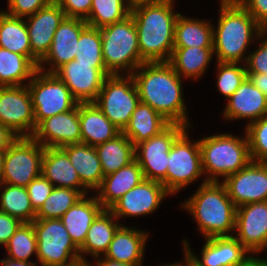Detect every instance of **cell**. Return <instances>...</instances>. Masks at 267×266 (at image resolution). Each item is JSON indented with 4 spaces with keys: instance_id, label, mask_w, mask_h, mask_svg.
Segmentation results:
<instances>
[{
    "instance_id": "obj_2",
    "label": "cell",
    "mask_w": 267,
    "mask_h": 266,
    "mask_svg": "<svg viewBox=\"0 0 267 266\" xmlns=\"http://www.w3.org/2000/svg\"><path fill=\"white\" fill-rule=\"evenodd\" d=\"M174 0H160L131 8L138 35L140 57L144 62H169L174 49Z\"/></svg>"
},
{
    "instance_id": "obj_6",
    "label": "cell",
    "mask_w": 267,
    "mask_h": 266,
    "mask_svg": "<svg viewBox=\"0 0 267 266\" xmlns=\"http://www.w3.org/2000/svg\"><path fill=\"white\" fill-rule=\"evenodd\" d=\"M102 55L111 75H131L144 61L140 57L138 35L131 14L124 20L100 28ZM129 69V71H128Z\"/></svg>"
},
{
    "instance_id": "obj_29",
    "label": "cell",
    "mask_w": 267,
    "mask_h": 266,
    "mask_svg": "<svg viewBox=\"0 0 267 266\" xmlns=\"http://www.w3.org/2000/svg\"><path fill=\"white\" fill-rule=\"evenodd\" d=\"M117 220L108 209H104L95 218L86 234L85 242L79 248L81 262L88 263L84 258L85 254L90 253L96 258L106 253L116 231L122 226Z\"/></svg>"
},
{
    "instance_id": "obj_3",
    "label": "cell",
    "mask_w": 267,
    "mask_h": 266,
    "mask_svg": "<svg viewBox=\"0 0 267 266\" xmlns=\"http://www.w3.org/2000/svg\"><path fill=\"white\" fill-rule=\"evenodd\" d=\"M220 2L218 27H213V52L216 54V61L246 62L247 57L243 55L248 45L265 30L237 0Z\"/></svg>"
},
{
    "instance_id": "obj_53",
    "label": "cell",
    "mask_w": 267,
    "mask_h": 266,
    "mask_svg": "<svg viewBox=\"0 0 267 266\" xmlns=\"http://www.w3.org/2000/svg\"><path fill=\"white\" fill-rule=\"evenodd\" d=\"M3 266H36V262L15 261L9 258L0 260Z\"/></svg>"
},
{
    "instance_id": "obj_41",
    "label": "cell",
    "mask_w": 267,
    "mask_h": 266,
    "mask_svg": "<svg viewBox=\"0 0 267 266\" xmlns=\"http://www.w3.org/2000/svg\"><path fill=\"white\" fill-rule=\"evenodd\" d=\"M217 88L220 93L229 99L247 77L246 64L217 62Z\"/></svg>"
},
{
    "instance_id": "obj_25",
    "label": "cell",
    "mask_w": 267,
    "mask_h": 266,
    "mask_svg": "<svg viewBox=\"0 0 267 266\" xmlns=\"http://www.w3.org/2000/svg\"><path fill=\"white\" fill-rule=\"evenodd\" d=\"M81 143L97 146L122 131L101 112L94 102L79 103Z\"/></svg>"
},
{
    "instance_id": "obj_51",
    "label": "cell",
    "mask_w": 267,
    "mask_h": 266,
    "mask_svg": "<svg viewBox=\"0 0 267 266\" xmlns=\"http://www.w3.org/2000/svg\"><path fill=\"white\" fill-rule=\"evenodd\" d=\"M96 265L93 266H141V264H128L117 262L103 256V258L96 257ZM100 259V260H99Z\"/></svg>"
},
{
    "instance_id": "obj_24",
    "label": "cell",
    "mask_w": 267,
    "mask_h": 266,
    "mask_svg": "<svg viewBox=\"0 0 267 266\" xmlns=\"http://www.w3.org/2000/svg\"><path fill=\"white\" fill-rule=\"evenodd\" d=\"M41 174L55 187L71 188L79 190L83 195L88 194V189L81 183L68 155L61 148H45Z\"/></svg>"
},
{
    "instance_id": "obj_46",
    "label": "cell",
    "mask_w": 267,
    "mask_h": 266,
    "mask_svg": "<svg viewBox=\"0 0 267 266\" xmlns=\"http://www.w3.org/2000/svg\"><path fill=\"white\" fill-rule=\"evenodd\" d=\"M66 17L86 20L91 11L92 0H53Z\"/></svg>"
},
{
    "instance_id": "obj_54",
    "label": "cell",
    "mask_w": 267,
    "mask_h": 266,
    "mask_svg": "<svg viewBox=\"0 0 267 266\" xmlns=\"http://www.w3.org/2000/svg\"><path fill=\"white\" fill-rule=\"evenodd\" d=\"M127 4L133 8L137 5H141V4H148V3H155L158 2L160 0H126Z\"/></svg>"
},
{
    "instance_id": "obj_7",
    "label": "cell",
    "mask_w": 267,
    "mask_h": 266,
    "mask_svg": "<svg viewBox=\"0 0 267 266\" xmlns=\"http://www.w3.org/2000/svg\"><path fill=\"white\" fill-rule=\"evenodd\" d=\"M37 260L41 266H73L79 262V248L72 241L61 219H35Z\"/></svg>"
},
{
    "instance_id": "obj_47",
    "label": "cell",
    "mask_w": 267,
    "mask_h": 266,
    "mask_svg": "<svg viewBox=\"0 0 267 266\" xmlns=\"http://www.w3.org/2000/svg\"><path fill=\"white\" fill-rule=\"evenodd\" d=\"M255 21L267 31V0H237Z\"/></svg>"
},
{
    "instance_id": "obj_26",
    "label": "cell",
    "mask_w": 267,
    "mask_h": 266,
    "mask_svg": "<svg viewBox=\"0 0 267 266\" xmlns=\"http://www.w3.org/2000/svg\"><path fill=\"white\" fill-rule=\"evenodd\" d=\"M84 195L60 218L74 244L80 248L95 218L104 210L96 196Z\"/></svg>"
},
{
    "instance_id": "obj_13",
    "label": "cell",
    "mask_w": 267,
    "mask_h": 266,
    "mask_svg": "<svg viewBox=\"0 0 267 266\" xmlns=\"http://www.w3.org/2000/svg\"><path fill=\"white\" fill-rule=\"evenodd\" d=\"M0 124L18 137H32L37 126L26 85L0 86Z\"/></svg>"
},
{
    "instance_id": "obj_56",
    "label": "cell",
    "mask_w": 267,
    "mask_h": 266,
    "mask_svg": "<svg viewBox=\"0 0 267 266\" xmlns=\"http://www.w3.org/2000/svg\"><path fill=\"white\" fill-rule=\"evenodd\" d=\"M92 265L93 264H91L90 262H88V263L79 262V263H77V264H75L73 266H92Z\"/></svg>"
},
{
    "instance_id": "obj_43",
    "label": "cell",
    "mask_w": 267,
    "mask_h": 266,
    "mask_svg": "<svg viewBox=\"0 0 267 266\" xmlns=\"http://www.w3.org/2000/svg\"><path fill=\"white\" fill-rule=\"evenodd\" d=\"M54 187L42 174L26 186L32 208L35 212L40 209L47 197L52 193Z\"/></svg>"
},
{
    "instance_id": "obj_44",
    "label": "cell",
    "mask_w": 267,
    "mask_h": 266,
    "mask_svg": "<svg viewBox=\"0 0 267 266\" xmlns=\"http://www.w3.org/2000/svg\"><path fill=\"white\" fill-rule=\"evenodd\" d=\"M53 0H8L9 10L5 13L19 18L35 14L39 9L48 6Z\"/></svg>"
},
{
    "instance_id": "obj_8",
    "label": "cell",
    "mask_w": 267,
    "mask_h": 266,
    "mask_svg": "<svg viewBox=\"0 0 267 266\" xmlns=\"http://www.w3.org/2000/svg\"><path fill=\"white\" fill-rule=\"evenodd\" d=\"M36 126L44 119L74 109L78 101L54 73L36 70L28 81Z\"/></svg>"
},
{
    "instance_id": "obj_17",
    "label": "cell",
    "mask_w": 267,
    "mask_h": 266,
    "mask_svg": "<svg viewBox=\"0 0 267 266\" xmlns=\"http://www.w3.org/2000/svg\"><path fill=\"white\" fill-rule=\"evenodd\" d=\"M185 259L192 266H237L250 253L234 236H215L206 238L201 257L197 258L183 240Z\"/></svg>"
},
{
    "instance_id": "obj_27",
    "label": "cell",
    "mask_w": 267,
    "mask_h": 266,
    "mask_svg": "<svg viewBox=\"0 0 267 266\" xmlns=\"http://www.w3.org/2000/svg\"><path fill=\"white\" fill-rule=\"evenodd\" d=\"M148 234L122 225L116 231L104 257L117 262L142 264Z\"/></svg>"
},
{
    "instance_id": "obj_36",
    "label": "cell",
    "mask_w": 267,
    "mask_h": 266,
    "mask_svg": "<svg viewBox=\"0 0 267 266\" xmlns=\"http://www.w3.org/2000/svg\"><path fill=\"white\" fill-rule=\"evenodd\" d=\"M0 211L19 219L22 223H31L35 220L26 187L0 183Z\"/></svg>"
},
{
    "instance_id": "obj_28",
    "label": "cell",
    "mask_w": 267,
    "mask_h": 266,
    "mask_svg": "<svg viewBox=\"0 0 267 266\" xmlns=\"http://www.w3.org/2000/svg\"><path fill=\"white\" fill-rule=\"evenodd\" d=\"M69 157L81 183L89 190H96L103 180V170L95 146L85 143L61 148Z\"/></svg>"
},
{
    "instance_id": "obj_37",
    "label": "cell",
    "mask_w": 267,
    "mask_h": 266,
    "mask_svg": "<svg viewBox=\"0 0 267 266\" xmlns=\"http://www.w3.org/2000/svg\"><path fill=\"white\" fill-rule=\"evenodd\" d=\"M130 13L131 7L126 0H92L91 11L85 21L89 26L100 29L124 20Z\"/></svg>"
},
{
    "instance_id": "obj_31",
    "label": "cell",
    "mask_w": 267,
    "mask_h": 266,
    "mask_svg": "<svg viewBox=\"0 0 267 266\" xmlns=\"http://www.w3.org/2000/svg\"><path fill=\"white\" fill-rule=\"evenodd\" d=\"M213 47H174L169 63L180 77L199 78L206 73Z\"/></svg>"
},
{
    "instance_id": "obj_12",
    "label": "cell",
    "mask_w": 267,
    "mask_h": 266,
    "mask_svg": "<svg viewBox=\"0 0 267 266\" xmlns=\"http://www.w3.org/2000/svg\"><path fill=\"white\" fill-rule=\"evenodd\" d=\"M188 127L170 124L160 134L135 145V160L140 165L144 178L160 182L166 189L168 155L175 140Z\"/></svg>"
},
{
    "instance_id": "obj_49",
    "label": "cell",
    "mask_w": 267,
    "mask_h": 266,
    "mask_svg": "<svg viewBox=\"0 0 267 266\" xmlns=\"http://www.w3.org/2000/svg\"><path fill=\"white\" fill-rule=\"evenodd\" d=\"M18 138L8 127L0 124V150H6Z\"/></svg>"
},
{
    "instance_id": "obj_19",
    "label": "cell",
    "mask_w": 267,
    "mask_h": 266,
    "mask_svg": "<svg viewBox=\"0 0 267 266\" xmlns=\"http://www.w3.org/2000/svg\"><path fill=\"white\" fill-rule=\"evenodd\" d=\"M167 195L170 193L162 183L144 179L139 185L125 193L108 210L117 219L125 216H144L155 212Z\"/></svg>"
},
{
    "instance_id": "obj_4",
    "label": "cell",
    "mask_w": 267,
    "mask_h": 266,
    "mask_svg": "<svg viewBox=\"0 0 267 266\" xmlns=\"http://www.w3.org/2000/svg\"><path fill=\"white\" fill-rule=\"evenodd\" d=\"M192 195L181 207L194 217L205 239L231 236L235 230L237 207L229 198L225 185L205 179Z\"/></svg>"
},
{
    "instance_id": "obj_11",
    "label": "cell",
    "mask_w": 267,
    "mask_h": 266,
    "mask_svg": "<svg viewBox=\"0 0 267 266\" xmlns=\"http://www.w3.org/2000/svg\"><path fill=\"white\" fill-rule=\"evenodd\" d=\"M187 130L175 140L168 155L166 190L172 195L204 174L199 140L191 143Z\"/></svg>"
},
{
    "instance_id": "obj_33",
    "label": "cell",
    "mask_w": 267,
    "mask_h": 266,
    "mask_svg": "<svg viewBox=\"0 0 267 266\" xmlns=\"http://www.w3.org/2000/svg\"><path fill=\"white\" fill-rule=\"evenodd\" d=\"M213 25L206 20L177 17L174 47H213Z\"/></svg>"
},
{
    "instance_id": "obj_42",
    "label": "cell",
    "mask_w": 267,
    "mask_h": 266,
    "mask_svg": "<svg viewBox=\"0 0 267 266\" xmlns=\"http://www.w3.org/2000/svg\"><path fill=\"white\" fill-rule=\"evenodd\" d=\"M245 131L251 160L267 163V116L248 124Z\"/></svg>"
},
{
    "instance_id": "obj_55",
    "label": "cell",
    "mask_w": 267,
    "mask_h": 266,
    "mask_svg": "<svg viewBox=\"0 0 267 266\" xmlns=\"http://www.w3.org/2000/svg\"><path fill=\"white\" fill-rule=\"evenodd\" d=\"M5 150H0V183L3 174V164H4Z\"/></svg>"
},
{
    "instance_id": "obj_50",
    "label": "cell",
    "mask_w": 267,
    "mask_h": 266,
    "mask_svg": "<svg viewBox=\"0 0 267 266\" xmlns=\"http://www.w3.org/2000/svg\"><path fill=\"white\" fill-rule=\"evenodd\" d=\"M247 77L267 97V74L247 73Z\"/></svg>"
},
{
    "instance_id": "obj_57",
    "label": "cell",
    "mask_w": 267,
    "mask_h": 266,
    "mask_svg": "<svg viewBox=\"0 0 267 266\" xmlns=\"http://www.w3.org/2000/svg\"><path fill=\"white\" fill-rule=\"evenodd\" d=\"M162 266H182V263H174V264H166V265H162Z\"/></svg>"
},
{
    "instance_id": "obj_40",
    "label": "cell",
    "mask_w": 267,
    "mask_h": 266,
    "mask_svg": "<svg viewBox=\"0 0 267 266\" xmlns=\"http://www.w3.org/2000/svg\"><path fill=\"white\" fill-rule=\"evenodd\" d=\"M7 258L30 262L32 254L37 256V238L32 223H22L5 245Z\"/></svg>"
},
{
    "instance_id": "obj_14",
    "label": "cell",
    "mask_w": 267,
    "mask_h": 266,
    "mask_svg": "<svg viewBox=\"0 0 267 266\" xmlns=\"http://www.w3.org/2000/svg\"><path fill=\"white\" fill-rule=\"evenodd\" d=\"M222 183L236 207L267 201V163L251 160Z\"/></svg>"
},
{
    "instance_id": "obj_15",
    "label": "cell",
    "mask_w": 267,
    "mask_h": 266,
    "mask_svg": "<svg viewBox=\"0 0 267 266\" xmlns=\"http://www.w3.org/2000/svg\"><path fill=\"white\" fill-rule=\"evenodd\" d=\"M54 74L64 82L79 103L94 102L105 79L111 75L106 69H97L93 64L76 60L63 64Z\"/></svg>"
},
{
    "instance_id": "obj_16",
    "label": "cell",
    "mask_w": 267,
    "mask_h": 266,
    "mask_svg": "<svg viewBox=\"0 0 267 266\" xmlns=\"http://www.w3.org/2000/svg\"><path fill=\"white\" fill-rule=\"evenodd\" d=\"M235 230L234 237L251 254L267 249V201L237 207Z\"/></svg>"
},
{
    "instance_id": "obj_9",
    "label": "cell",
    "mask_w": 267,
    "mask_h": 266,
    "mask_svg": "<svg viewBox=\"0 0 267 266\" xmlns=\"http://www.w3.org/2000/svg\"><path fill=\"white\" fill-rule=\"evenodd\" d=\"M123 76H108L94 101L101 112L121 131L128 125L132 113L140 103L133 77L126 74Z\"/></svg>"
},
{
    "instance_id": "obj_38",
    "label": "cell",
    "mask_w": 267,
    "mask_h": 266,
    "mask_svg": "<svg viewBox=\"0 0 267 266\" xmlns=\"http://www.w3.org/2000/svg\"><path fill=\"white\" fill-rule=\"evenodd\" d=\"M83 196L79 190L54 187L52 193L36 212L35 219H60Z\"/></svg>"
},
{
    "instance_id": "obj_1",
    "label": "cell",
    "mask_w": 267,
    "mask_h": 266,
    "mask_svg": "<svg viewBox=\"0 0 267 266\" xmlns=\"http://www.w3.org/2000/svg\"><path fill=\"white\" fill-rule=\"evenodd\" d=\"M131 76L140 102L150 105L171 124L190 128L183 100L182 78L169 62H144Z\"/></svg>"
},
{
    "instance_id": "obj_18",
    "label": "cell",
    "mask_w": 267,
    "mask_h": 266,
    "mask_svg": "<svg viewBox=\"0 0 267 266\" xmlns=\"http://www.w3.org/2000/svg\"><path fill=\"white\" fill-rule=\"evenodd\" d=\"M32 137L45 148L81 143L79 103L70 110L42 120Z\"/></svg>"
},
{
    "instance_id": "obj_23",
    "label": "cell",
    "mask_w": 267,
    "mask_h": 266,
    "mask_svg": "<svg viewBox=\"0 0 267 266\" xmlns=\"http://www.w3.org/2000/svg\"><path fill=\"white\" fill-rule=\"evenodd\" d=\"M144 179L140 165L134 160L118 171L104 176L100 186L96 189V198L104 209H109L125 193L139 185Z\"/></svg>"
},
{
    "instance_id": "obj_32",
    "label": "cell",
    "mask_w": 267,
    "mask_h": 266,
    "mask_svg": "<svg viewBox=\"0 0 267 266\" xmlns=\"http://www.w3.org/2000/svg\"><path fill=\"white\" fill-rule=\"evenodd\" d=\"M103 175H109L135 160V146L122 132L115 138L95 146Z\"/></svg>"
},
{
    "instance_id": "obj_22",
    "label": "cell",
    "mask_w": 267,
    "mask_h": 266,
    "mask_svg": "<svg viewBox=\"0 0 267 266\" xmlns=\"http://www.w3.org/2000/svg\"><path fill=\"white\" fill-rule=\"evenodd\" d=\"M223 111L226 120L248 118V125L267 116V97L246 77Z\"/></svg>"
},
{
    "instance_id": "obj_39",
    "label": "cell",
    "mask_w": 267,
    "mask_h": 266,
    "mask_svg": "<svg viewBox=\"0 0 267 266\" xmlns=\"http://www.w3.org/2000/svg\"><path fill=\"white\" fill-rule=\"evenodd\" d=\"M75 59L77 62L93 64L97 69H106L102 55L100 29L87 25L79 36Z\"/></svg>"
},
{
    "instance_id": "obj_45",
    "label": "cell",
    "mask_w": 267,
    "mask_h": 266,
    "mask_svg": "<svg viewBox=\"0 0 267 266\" xmlns=\"http://www.w3.org/2000/svg\"><path fill=\"white\" fill-rule=\"evenodd\" d=\"M259 38L263 39L259 47L247 56L245 62L247 73L267 74V31H264Z\"/></svg>"
},
{
    "instance_id": "obj_30",
    "label": "cell",
    "mask_w": 267,
    "mask_h": 266,
    "mask_svg": "<svg viewBox=\"0 0 267 266\" xmlns=\"http://www.w3.org/2000/svg\"><path fill=\"white\" fill-rule=\"evenodd\" d=\"M171 123L150 105L140 102L132 113L130 121L122 131L133 145L160 134Z\"/></svg>"
},
{
    "instance_id": "obj_52",
    "label": "cell",
    "mask_w": 267,
    "mask_h": 266,
    "mask_svg": "<svg viewBox=\"0 0 267 266\" xmlns=\"http://www.w3.org/2000/svg\"><path fill=\"white\" fill-rule=\"evenodd\" d=\"M237 266H267V258H255L252 255H248Z\"/></svg>"
},
{
    "instance_id": "obj_48",
    "label": "cell",
    "mask_w": 267,
    "mask_h": 266,
    "mask_svg": "<svg viewBox=\"0 0 267 266\" xmlns=\"http://www.w3.org/2000/svg\"><path fill=\"white\" fill-rule=\"evenodd\" d=\"M22 222L0 211V244L5 246Z\"/></svg>"
},
{
    "instance_id": "obj_34",
    "label": "cell",
    "mask_w": 267,
    "mask_h": 266,
    "mask_svg": "<svg viewBox=\"0 0 267 266\" xmlns=\"http://www.w3.org/2000/svg\"><path fill=\"white\" fill-rule=\"evenodd\" d=\"M0 47L26 55L32 61L29 34L24 18L13 17L0 11Z\"/></svg>"
},
{
    "instance_id": "obj_10",
    "label": "cell",
    "mask_w": 267,
    "mask_h": 266,
    "mask_svg": "<svg viewBox=\"0 0 267 266\" xmlns=\"http://www.w3.org/2000/svg\"><path fill=\"white\" fill-rule=\"evenodd\" d=\"M44 150L33 137H18L5 150L1 183L26 187L41 175Z\"/></svg>"
},
{
    "instance_id": "obj_20",
    "label": "cell",
    "mask_w": 267,
    "mask_h": 266,
    "mask_svg": "<svg viewBox=\"0 0 267 266\" xmlns=\"http://www.w3.org/2000/svg\"><path fill=\"white\" fill-rule=\"evenodd\" d=\"M65 17L64 11L54 1L39 9L35 14L26 17L32 62L36 66L48 53L54 33Z\"/></svg>"
},
{
    "instance_id": "obj_35",
    "label": "cell",
    "mask_w": 267,
    "mask_h": 266,
    "mask_svg": "<svg viewBox=\"0 0 267 266\" xmlns=\"http://www.w3.org/2000/svg\"><path fill=\"white\" fill-rule=\"evenodd\" d=\"M37 69L26 55L0 47V86H24L23 81L31 80Z\"/></svg>"
},
{
    "instance_id": "obj_5",
    "label": "cell",
    "mask_w": 267,
    "mask_h": 266,
    "mask_svg": "<svg viewBox=\"0 0 267 266\" xmlns=\"http://www.w3.org/2000/svg\"><path fill=\"white\" fill-rule=\"evenodd\" d=\"M202 156V168L208 173L207 181H220L242 168L250 161L249 142L245 137H235L232 134H219L199 140Z\"/></svg>"
},
{
    "instance_id": "obj_21",
    "label": "cell",
    "mask_w": 267,
    "mask_h": 266,
    "mask_svg": "<svg viewBox=\"0 0 267 266\" xmlns=\"http://www.w3.org/2000/svg\"><path fill=\"white\" fill-rule=\"evenodd\" d=\"M85 20L65 17L53 36V42L46 56L39 62L37 68L44 71V64H50L47 73H54L63 64L75 59L77 43L83 29L87 26Z\"/></svg>"
},
{
    "instance_id": "obj_58",
    "label": "cell",
    "mask_w": 267,
    "mask_h": 266,
    "mask_svg": "<svg viewBox=\"0 0 267 266\" xmlns=\"http://www.w3.org/2000/svg\"><path fill=\"white\" fill-rule=\"evenodd\" d=\"M184 265L185 266H192L186 259H185V263H184ZM183 264H182V266H184Z\"/></svg>"
}]
</instances>
